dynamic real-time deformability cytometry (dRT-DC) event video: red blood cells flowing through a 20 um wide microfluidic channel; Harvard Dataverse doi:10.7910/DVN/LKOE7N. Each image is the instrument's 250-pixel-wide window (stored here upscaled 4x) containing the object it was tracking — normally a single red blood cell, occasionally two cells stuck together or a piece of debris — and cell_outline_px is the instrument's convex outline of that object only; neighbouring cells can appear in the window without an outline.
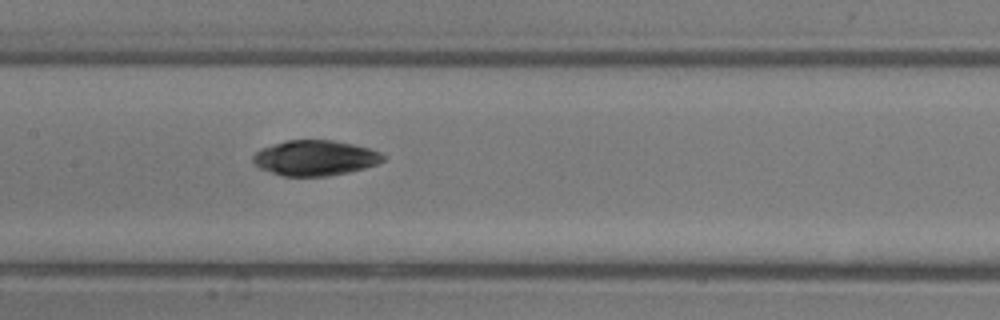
{"species": "common noctule bat (a hibernating species)", "species_latin": "Nyctalus noctula", "temperature_condition": "room temperature", "stored_images_in_passage": 6, "camera_frame_rate_fps": 3000, "um_per_image_px": 0.085, "animal": {"sex": "male", "body_mass_g": 13.3}, "frame": {"image": 1, "passage_image": 6, "time_ms": 7.0, "image_size_px": [1000, 320], "cell_outline_px": [[388, 156], [384, 160], [376, 164], [364, 168], [348, 172], [328, 176], [284, 176], [260, 168], [252, 160], [252, 156], [260, 148], [272, 144], [288, 140], [332, 140], [352, 144], [368, 148], [380, 152]], "centroid_in_image_um": [26.79, 13.42], "position_along_channel_um": 180.6, "area_um2": 26.7}}